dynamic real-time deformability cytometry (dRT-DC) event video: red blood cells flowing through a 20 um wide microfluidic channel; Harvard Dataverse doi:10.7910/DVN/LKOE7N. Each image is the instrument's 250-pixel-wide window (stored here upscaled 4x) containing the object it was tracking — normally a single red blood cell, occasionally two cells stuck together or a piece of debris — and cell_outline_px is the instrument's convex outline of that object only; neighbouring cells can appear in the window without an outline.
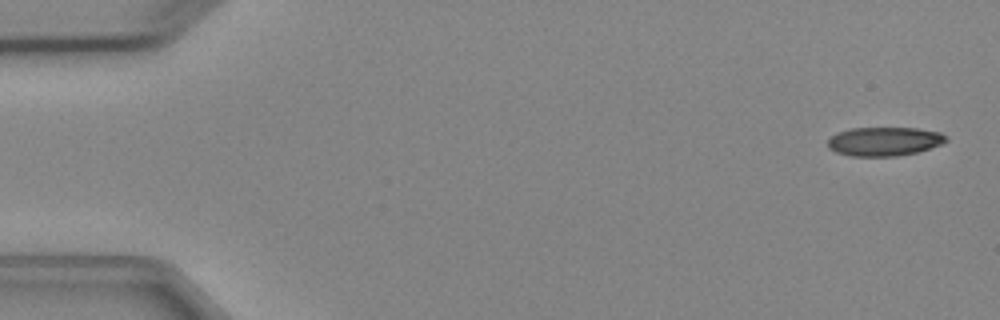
{"species": "Egyptian fruit bat (a non-hibernating species)", "species_latin": "Rousettus aegyptiacus", "temperature_condition": "cold", "stored_images_in_passage": 4, "camera_frame_rate_fps": 3000, "um_per_image_px": 0.085, "animal": {"sex": "female"}, "frame": {"image": 1, "passage_image": 1, "time_ms": 0.0, "image_size_px": [1000, 320], "cell_outline_px": [[948, 140], [944, 144], [916, 152], [896, 156], [852, 156], [836, 152], [828, 148], [828, 140], [836, 132], [852, 128], [916, 128], [940, 132], [948, 136]], "centroid_in_image_um": [75.19, 12.01], "position_along_channel_um": 9.8, "area_um2": 20.0}}
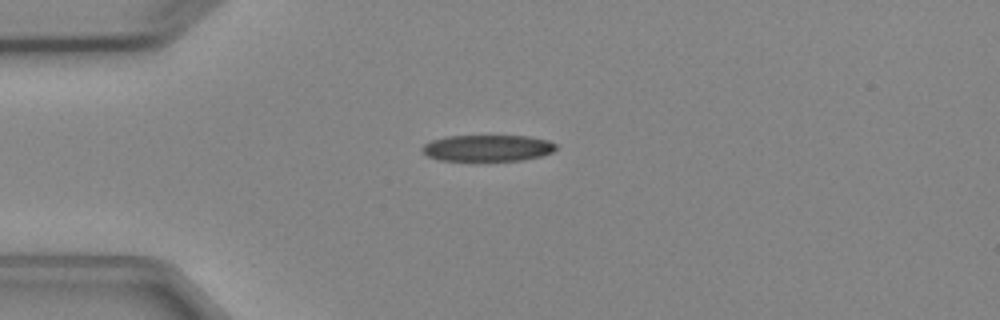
{"frame": {"image": 2, "passage_image": 4, "time_ms": 3.667, "image_size_px": [1000, 320], "cell_outline_px": [[556, 148], [552, 152], [540, 156], [524, 160], [480, 164], [440, 160], [428, 156], [420, 148], [424, 144], [432, 140], [448, 136], [528, 136], [548, 140], [556, 144]], "centroid_in_image_um": [41.42, 12.64], "position_along_channel_um": 43.6, "area_um2": 21.62}}